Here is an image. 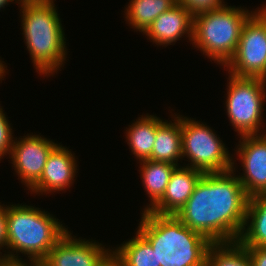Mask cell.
<instances>
[{
    "label": "cell",
    "instance_id": "1",
    "mask_svg": "<svg viewBox=\"0 0 266 266\" xmlns=\"http://www.w3.org/2000/svg\"><path fill=\"white\" fill-rule=\"evenodd\" d=\"M205 173L175 216L212 243L238 241L243 231L249 196L234 172Z\"/></svg>",
    "mask_w": 266,
    "mask_h": 266
},
{
    "label": "cell",
    "instance_id": "2",
    "mask_svg": "<svg viewBox=\"0 0 266 266\" xmlns=\"http://www.w3.org/2000/svg\"><path fill=\"white\" fill-rule=\"evenodd\" d=\"M138 232L155 251L157 266H206L212 242L175 215L142 212Z\"/></svg>",
    "mask_w": 266,
    "mask_h": 266
},
{
    "label": "cell",
    "instance_id": "3",
    "mask_svg": "<svg viewBox=\"0 0 266 266\" xmlns=\"http://www.w3.org/2000/svg\"><path fill=\"white\" fill-rule=\"evenodd\" d=\"M17 1L22 12V35L36 72L52 76L67 56L65 34L54 0Z\"/></svg>",
    "mask_w": 266,
    "mask_h": 266
},
{
    "label": "cell",
    "instance_id": "4",
    "mask_svg": "<svg viewBox=\"0 0 266 266\" xmlns=\"http://www.w3.org/2000/svg\"><path fill=\"white\" fill-rule=\"evenodd\" d=\"M51 215L31 205H6L7 249L11 251L2 256L18 259L21 252L29 259L42 261L68 231Z\"/></svg>",
    "mask_w": 266,
    "mask_h": 266
},
{
    "label": "cell",
    "instance_id": "5",
    "mask_svg": "<svg viewBox=\"0 0 266 266\" xmlns=\"http://www.w3.org/2000/svg\"><path fill=\"white\" fill-rule=\"evenodd\" d=\"M255 11L227 4L193 16L192 44L215 63L225 66L234 56L247 19Z\"/></svg>",
    "mask_w": 266,
    "mask_h": 266
},
{
    "label": "cell",
    "instance_id": "6",
    "mask_svg": "<svg viewBox=\"0 0 266 266\" xmlns=\"http://www.w3.org/2000/svg\"><path fill=\"white\" fill-rule=\"evenodd\" d=\"M182 156L190 168L205 173L231 170L233 158L215 132L200 121L181 116ZM190 165V166H189Z\"/></svg>",
    "mask_w": 266,
    "mask_h": 266
},
{
    "label": "cell",
    "instance_id": "7",
    "mask_svg": "<svg viewBox=\"0 0 266 266\" xmlns=\"http://www.w3.org/2000/svg\"><path fill=\"white\" fill-rule=\"evenodd\" d=\"M226 113L239 136L259 134L266 100V80L229 75Z\"/></svg>",
    "mask_w": 266,
    "mask_h": 266
},
{
    "label": "cell",
    "instance_id": "8",
    "mask_svg": "<svg viewBox=\"0 0 266 266\" xmlns=\"http://www.w3.org/2000/svg\"><path fill=\"white\" fill-rule=\"evenodd\" d=\"M225 67L235 77L266 80V16L259 8L245 22L236 52Z\"/></svg>",
    "mask_w": 266,
    "mask_h": 266
},
{
    "label": "cell",
    "instance_id": "9",
    "mask_svg": "<svg viewBox=\"0 0 266 266\" xmlns=\"http://www.w3.org/2000/svg\"><path fill=\"white\" fill-rule=\"evenodd\" d=\"M19 139H13L9 157L18 179L29 190L42 176L48 156L58 144L34 134Z\"/></svg>",
    "mask_w": 266,
    "mask_h": 266
},
{
    "label": "cell",
    "instance_id": "10",
    "mask_svg": "<svg viewBox=\"0 0 266 266\" xmlns=\"http://www.w3.org/2000/svg\"><path fill=\"white\" fill-rule=\"evenodd\" d=\"M103 244L77 239L67 231L42 260L46 266H101L112 254Z\"/></svg>",
    "mask_w": 266,
    "mask_h": 266
},
{
    "label": "cell",
    "instance_id": "11",
    "mask_svg": "<svg viewBox=\"0 0 266 266\" xmlns=\"http://www.w3.org/2000/svg\"><path fill=\"white\" fill-rule=\"evenodd\" d=\"M239 143L236 155L244 172L237 175L240 183L249 197L266 192V132L240 136Z\"/></svg>",
    "mask_w": 266,
    "mask_h": 266
},
{
    "label": "cell",
    "instance_id": "12",
    "mask_svg": "<svg viewBox=\"0 0 266 266\" xmlns=\"http://www.w3.org/2000/svg\"><path fill=\"white\" fill-rule=\"evenodd\" d=\"M58 144L49 154L40 179L29 189L33 193L42 194L63 191L73 184L77 162L74 154Z\"/></svg>",
    "mask_w": 266,
    "mask_h": 266
},
{
    "label": "cell",
    "instance_id": "13",
    "mask_svg": "<svg viewBox=\"0 0 266 266\" xmlns=\"http://www.w3.org/2000/svg\"><path fill=\"white\" fill-rule=\"evenodd\" d=\"M203 176L201 171L188 166H176L162 198L149 210L159 215H175L193 194L195 185Z\"/></svg>",
    "mask_w": 266,
    "mask_h": 266
},
{
    "label": "cell",
    "instance_id": "14",
    "mask_svg": "<svg viewBox=\"0 0 266 266\" xmlns=\"http://www.w3.org/2000/svg\"><path fill=\"white\" fill-rule=\"evenodd\" d=\"M157 45H172L184 34L193 39V15L184 6L176 4L159 15L144 32Z\"/></svg>",
    "mask_w": 266,
    "mask_h": 266
},
{
    "label": "cell",
    "instance_id": "15",
    "mask_svg": "<svg viewBox=\"0 0 266 266\" xmlns=\"http://www.w3.org/2000/svg\"><path fill=\"white\" fill-rule=\"evenodd\" d=\"M175 114L173 123L158 117V129L152 149L151 160L179 166L182 156L181 116Z\"/></svg>",
    "mask_w": 266,
    "mask_h": 266
},
{
    "label": "cell",
    "instance_id": "16",
    "mask_svg": "<svg viewBox=\"0 0 266 266\" xmlns=\"http://www.w3.org/2000/svg\"><path fill=\"white\" fill-rule=\"evenodd\" d=\"M238 241L245 247H266V192L249 198L245 225Z\"/></svg>",
    "mask_w": 266,
    "mask_h": 266
},
{
    "label": "cell",
    "instance_id": "17",
    "mask_svg": "<svg viewBox=\"0 0 266 266\" xmlns=\"http://www.w3.org/2000/svg\"><path fill=\"white\" fill-rule=\"evenodd\" d=\"M134 122L126 130L129 149L139 161L150 160L158 129V117L146 114Z\"/></svg>",
    "mask_w": 266,
    "mask_h": 266
},
{
    "label": "cell",
    "instance_id": "18",
    "mask_svg": "<svg viewBox=\"0 0 266 266\" xmlns=\"http://www.w3.org/2000/svg\"><path fill=\"white\" fill-rule=\"evenodd\" d=\"M140 165L141 180L148 197H150V204L142 211L146 212L162 198L176 166L151 159L140 161Z\"/></svg>",
    "mask_w": 266,
    "mask_h": 266
},
{
    "label": "cell",
    "instance_id": "19",
    "mask_svg": "<svg viewBox=\"0 0 266 266\" xmlns=\"http://www.w3.org/2000/svg\"><path fill=\"white\" fill-rule=\"evenodd\" d=\"M177 4V0H130L125 12L126 22L139 32H145L162 13Z\"/></svg>",
    "mask_w": 266,
    "mask_h": 266
},
{
    "label": "cell",
    "instance_id": "20",
    "mask_svg": "<svg viewBox=\"0 0 266 266\" xmlns=\"http://www.w3.org/2000/svg\"><path fill=\"white\" fill-rule=\"evenodd\" d=\"M112 253L123 266H157L155 251L138 232Z\"/></svg>",
    "mask_w": 266,
    "mask_h": 266
},
{
    "label": "cell",
    "instance_id": "21",
    "mask_svg": "<svg viewBox=\"0 0 266 266\" xmlns=\"http://www.w3.org/2000/svg\"><path fill=\"white\" fill-rule=\"evenodd\" d=\"M206 266H252L249 253L239 241L212 243Z\"/></svg>",
    "mask_w": 266,
    "mask_h": 266
},
{
    "label": "cell",
    "instance_id": "22",
    "mask_svg": "<svg viewBox=\"0 0 266 266\" xmlns=\"http://www.w3.org/2000/svg\"><path fill=\"white\" fill-rule=\"evenodd\" d=\"M177 4L184 6L193 16L226 5L223 0H177Z\"/></svg>",
    "mask_w": 266,
    "mask_h": 266
},
{
    "label": "cell",
    "instance_id": "23",
    "mask_svg": "<svg viewBox=\"0 0 266 266\" xmlns=\"http://www.w3.org/2000/svg\"><path fill=\"white\" fill-rule=\"evenodd\" d=\"M3 108L0 106V159L7 154H10L12 143H13V133L10 126L8 118H6L5 113H3ZM2 157V158H1Z\"/></svg>",
    "mask_w": 266,
    "mask_h": 266
},
{
    "label": "cell",
    "instance_id": "24",
    "mask_svg": "<svg viewBox=\"0 0 266 266\" xmlns=\"http://www.w3.org/2000/svg\"><path fill=\"white\" fill-rule=\"evenodd\" d=\"M252 266H266V247H246Z\"/></svg>",
    "mask_w": 266,
    "mask_h": 266
},
{
    "label": "cell",
    "instance_id": "25",
    "mask_svg": "<svg viewBox=\"0 0 266 266\" xmlns=\"http://www.w3.org/2000/svg\"><path fill=\"white\" fill-rule=\"evenodd\" d=\"M7 249V220H6V206L0 203V250L2 247ZM2 256V252H0Z\"/></svg>",
    "mask_w": 266,
    "mask_h": 266
},
{
    "label": "cell",
    "instance_id": "26",
    "mask_svg": "<svg viewBox=\"0 0 266 266\" xmlns=\"http://www.w3.org/2000/svg\"><path fill=\"white\" fill-rule=\"evenodd\" d=\"M22 258L14 259L8 258L4 256H0V266H38V260L29 259L31 262H24L21 260Z\"/></svg>",
    "mask_w": 266,
    "mask_h": 266
},
{
    "label": "cell",
    "instance_id": "27",
    "mask_svg": "<svg viewBox=\"0 0 266 266\" xmlns=\"http://www.w3.org/2000/svg\"><path fill=\"white\" fill-rule=\"evenodd\" d=\"M101 266H123L122 263L113 255V253L105 260Z\"/></svg>",
    "mask_w": 266,
    "mask_h": 266
},
{
    "label": "cell",
    "instance_id": "28",
    "mask_svg": "<svg viewBox=\"0 0 266 266\" xmlns=\"http://www.w3.org/2000/svg\"><path fill=\"white\" fill-rule=\"evenodd\" d=\"M4 62L2 60H0V77H3L6 74L7 67H5V65L3 64Z\"/></svg>",
    "mask_w": 266,
    "mask_h": 266
},
{
    "label": "cell",
    "instance_id": "29",
    "mask_svg": "<svg viewBox=\"0 0 266 266\" xmlns=\"http://www.w3.org/2000/svg\"><path fill=\"white\" fill-rule=\"evenodd\" d=\"M13 1H16V0H0V9L3 7H5V5L9 4V2H13Z\"/></svg>",
    "mask_w": 266,
    "mask_h": 266
},
{
    "label": "cell",
    "instance_id": "30",
    "mask_svg": "<svg viewBox=\"0 0 266 266\" xmlns=\"http://www.w3.org/2000/svg\"><path fill=\"white\" fill-rule=\"evenodd\" d=\"M259 10L266 16V5L262 6Z\"/></svg>",
    "mask_w": 266,
    "mask_h": 266
},
{
    "label": "cell",
    "instance_id": "31",
    "mask_svg": "<svg viewBox=\"0 0 266 266\" xmlns=\"http://www.w3.org/2000/svg\"><path fill=\"white\" fill-rule=\"evenodd\" d=\"M38 266H46L42 261L38 260Z\"/></svg>",
    "mask_w": 266,
    "mask_h": 266
},
{
    "label": "cell",
    "instance_id": "32",
    "mask_svg": "<svg viewBox=\"0 0 266 266\" xmlns=\"http://www.w3.org/2000/svg\"><path fill=\"white\" fill-rule=\"evenodd\" d=\"M20 2L21 1H40V0H19Z\"/></svg>",
    "mask_w": 266,
    "mask_h": 266
}]
</instances>
